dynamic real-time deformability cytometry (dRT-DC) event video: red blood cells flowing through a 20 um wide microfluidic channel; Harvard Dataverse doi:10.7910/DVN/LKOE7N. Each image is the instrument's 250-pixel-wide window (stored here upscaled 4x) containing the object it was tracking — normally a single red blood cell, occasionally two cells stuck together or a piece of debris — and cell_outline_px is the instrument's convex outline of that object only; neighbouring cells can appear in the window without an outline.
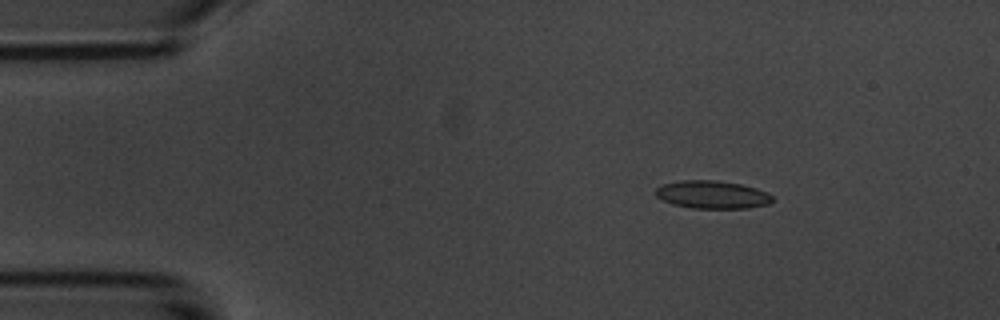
{"species": "common noctule bat (a hibernating species)", "species_latin": "Nyctalus noctula", "temperature_condition": "room temperature", "stored_images_in_passage": 3, "camera_frame_rate_fps": 3000, "um_per_image_px": 0.085, "animal": {"sex": "male", "body_mass_g": 20.1, "forearm_length_mm": 53.5}, "frame": {"image": 1, "passage_image": 2, "time_ms": 1.0, "image_size_px": [1000, 320], "cell_outline_px": [[772, 200], [768, 204], [748, 208], [692, 208], [672, 204], [656, 196], [656, 188], [664, 184], [680, 180], [716, 180], [740, 184], [756, 188], [768, 192], [772, 196]], "centroid_in_image_um": [60.55, 16.54], "position_along_channel_um": 24.5, "area_um2": 18.9}}